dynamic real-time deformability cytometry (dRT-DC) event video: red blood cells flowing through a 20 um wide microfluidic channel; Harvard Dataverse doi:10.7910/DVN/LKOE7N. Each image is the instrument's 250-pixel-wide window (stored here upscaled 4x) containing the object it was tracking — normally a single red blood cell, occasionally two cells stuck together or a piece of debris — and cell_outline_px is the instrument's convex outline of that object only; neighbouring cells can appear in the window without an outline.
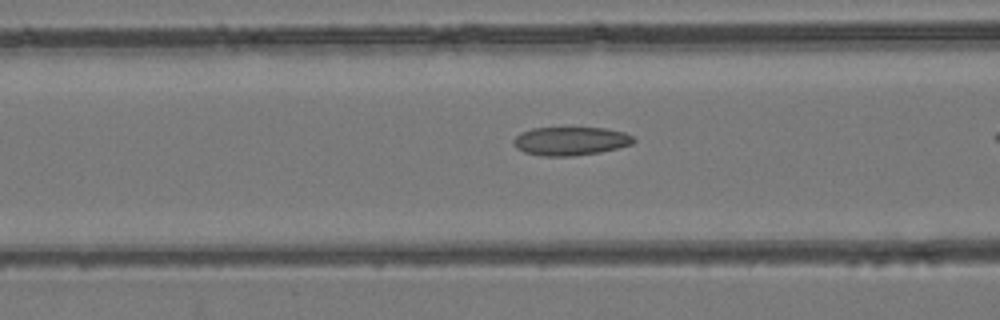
{"species": "common noctule bat (a hibernating species)", "species_latin": "Nyctalus noctula", "temperature_condition": "room temperature", "stored_images_in_passage": 36, "camera_frame_rate_fps": 3000, "um_per_image_px": 0.085, "animal": {"sex": "female", "body_mass_g": 24.6, "forearm_length_mm": 56.2}, "frame": {"image": 1, "passage_image": 16, "time_ms": 5.0, "image_size_px": [1000, 320], "cell_outline_px": [[636, 140], [632, 144], [600, 152], [572, 156], [544, 156], [524, 152], [516, 148], [512, 144], [512, 140], [520, 132], [532, 128], [604, 128], [624, 132], [632, 136]], "centroid_in_image_um": [48.46, 11.99], "position_along_channel_um": 118.1, "area_um2": 19.94}}
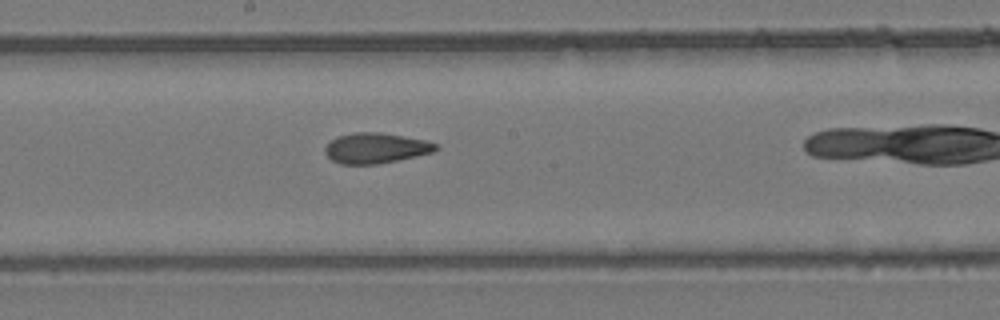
{"frame": {"image": 2, "passage_image": 23, "time_ms": 7.333, "image_size_px": [1000, 320], "cell_outline_px": [[440, 148], [432, 152], [416, 156], [376, 164], [340, 164], [332, 160], [324, 152], [324, 148], [336, 136], [356, 132], [380, 132], [404, 136], [424, 140], [436, 144]], "centroid_in_image_um": [31.92, 12.58], "position_along_channel_um": 216.3, "area_um2": 19.48}}
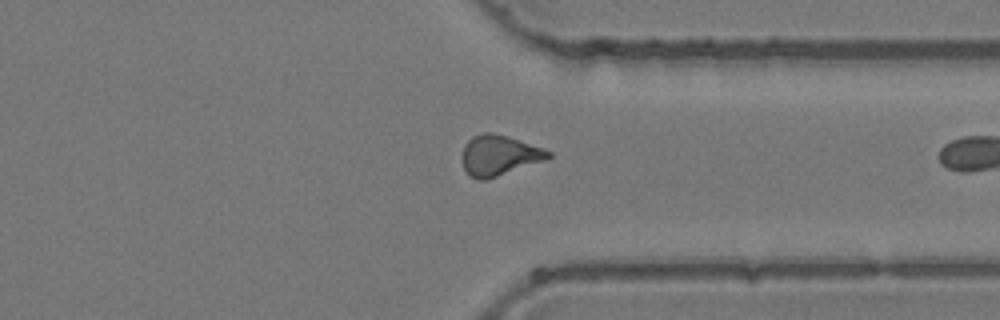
{"frame": {"image": 3, "passage_image": 34, "time_ms": 11.0, "image_size_px": [1000, 320], "cell_outline_px": [[552, 156], [548, 160], [484, 180], [476, 180], [464, 168], [464, 144], [472, 136], [484, 132], [492, 132], [508, 136], [544, 148], [552, 152]], "centroid_in_image_um": [42.49, 13.19], "position_along_channel_um": 368.9, "area_um2": 20.23}}